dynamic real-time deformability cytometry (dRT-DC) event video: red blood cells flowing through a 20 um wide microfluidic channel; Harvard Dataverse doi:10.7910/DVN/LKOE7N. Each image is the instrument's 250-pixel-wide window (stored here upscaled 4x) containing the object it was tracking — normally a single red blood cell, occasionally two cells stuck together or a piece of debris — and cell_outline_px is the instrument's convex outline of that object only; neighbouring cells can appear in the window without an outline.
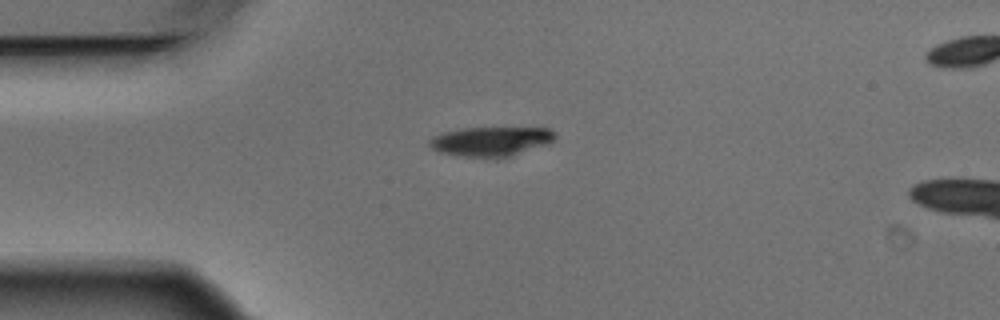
{"species": "Egyptian fruit bat (a non-hibernating species)", "species_latin": "Rousettus aegyptiacus", "temperature_condition": "warm", "stored_images_in_passage": 3, "camera_frame_rate_fps": 3000, "um_per_image_px": 0.085, "animal": {"sex": "male"}, "frame": {"image": 1, "passage_image": 1, "time_ms": 0.0, "image_size_px": [1000, 320], "cell_outline_px": [[556, 136], [548, 144], [512, 156], [496, 160], [456, 156], [440, 152], [432, 148], [428, 144], [428, 140], [444, 132], [464, 128], [548, 128], [556, 132]], "centroid_in_image_um": [41.74, 12.06], "position_along_channel_um": 43.3, "area_um2": 22.02}}
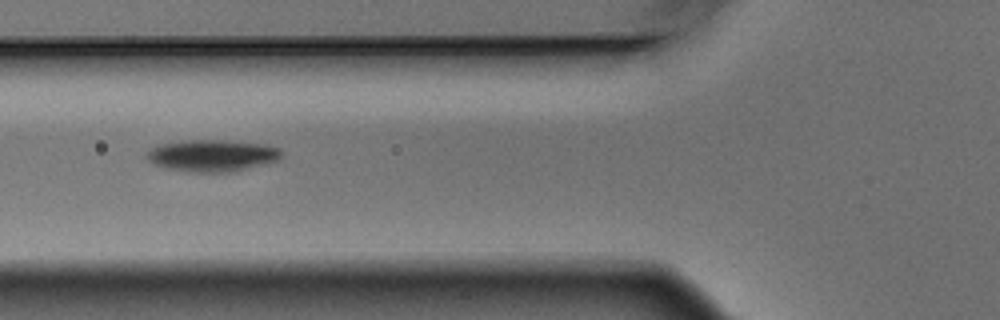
{"frame": {"image": 2, "passage_image": 3, "time_ms": 0.667, "image_size_px": [1000, 320], "cell_outline_px": [[284, 152], [280, 160], [268, 164], [236, 172], [184, 172], [164, 168], [148, 160], [148, 152], [152, 148], [160, 144], [188, 140], [224, 140], [268, 144], [280, 148]], "centroid_in_image_um": [18.15, 13.23], "position_along_channel_um": 107.7, "area_um2": 25.49}}